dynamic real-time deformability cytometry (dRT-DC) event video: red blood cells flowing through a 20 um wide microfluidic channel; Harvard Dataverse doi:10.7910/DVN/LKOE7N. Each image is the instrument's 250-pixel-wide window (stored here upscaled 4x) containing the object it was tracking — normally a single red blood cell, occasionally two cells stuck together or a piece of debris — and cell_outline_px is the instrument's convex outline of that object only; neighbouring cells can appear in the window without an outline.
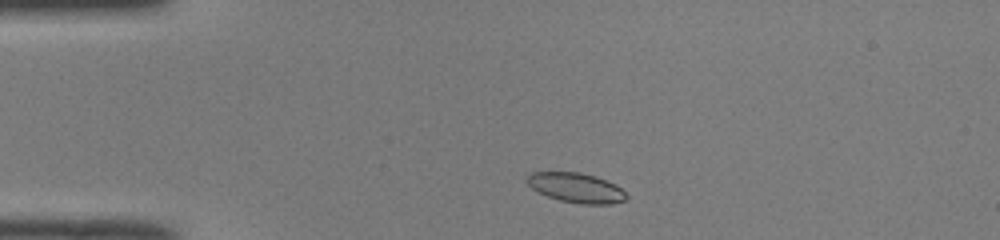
{"species": "common noctule bat (a hibernating species)", "species_latin": "Nyctalus noctula", "temperature_condition": "room temperature", "stored_images_in_passage": 6, "camera_frame_rate_fps": 3000, "um_per_image_px": 0.085, "animal": {"sex": "male", "body_mass_g": 19.0, "forearm_length_mm": 50.8}, "frame": {"image": 1, "passage_image": 3, "time_ms": 0.667, "image_size_px": [1000, 240], "cell_outline_px": [[628, 200], [612, 204], [584, 204], [560, 200], [548, 196], [532, 188], [524, 180], [524, 176], [528, 172], [580, 172], [596, 176], [616, 184], [628, 196]], "centroid_in_image_um": [48.96, 15.94], "position_along_channel_um": 36.0, "area_um2": 17.4}}